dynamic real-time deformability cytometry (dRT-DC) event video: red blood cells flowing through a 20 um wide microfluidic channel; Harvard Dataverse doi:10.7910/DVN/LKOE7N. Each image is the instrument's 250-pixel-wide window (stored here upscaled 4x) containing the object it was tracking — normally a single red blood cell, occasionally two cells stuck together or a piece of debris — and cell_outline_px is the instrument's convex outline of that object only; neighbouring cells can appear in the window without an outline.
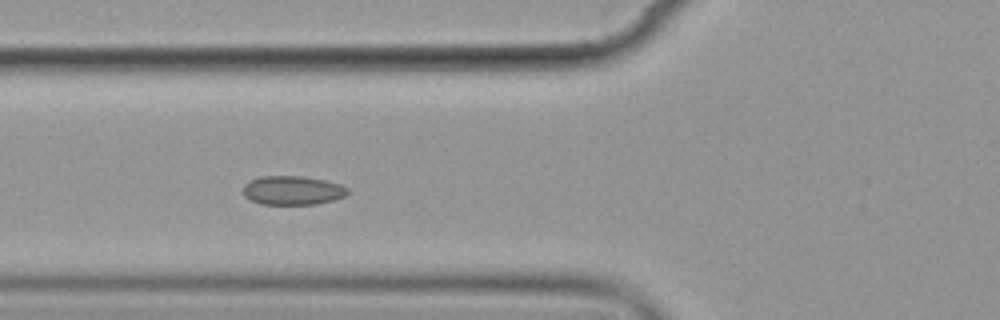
{"species": "common noctule bat (a hibernating species)", "species_latin": "Nyctalus noctula", "temperature_condition": "cold", "stored_images_in_passage": 6, "camera_frame_rate_fps": 3000, "um_per_image_px": 0.085, "animal": {"sex": "female", "body_mass_g": 19.9}, "frame": {"image": 1, "passage_image": 5, "time_ms": 4.667, "image_size_px": [1000, 320], "cell_outline_px": [[348, 192], [344, 196], [332, 200], [316, 204], [260, 204], [248, 200], [244, 196], [244, 184], [248, 180], [260, 176], [300, 176], [324, 180], [340, 184], [348, 188]], "centroid_in_image_um": [24.82, 16.18], "position_along_channel_um": 101.0, "area_um2": 17.69}}
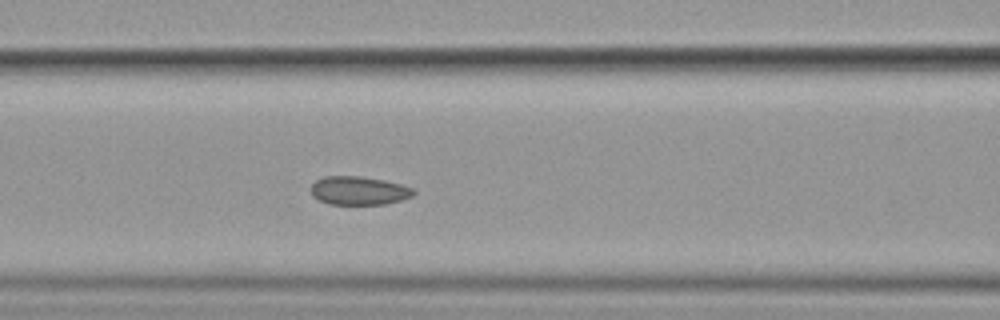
{"frame": {"image": 2, "passage_image": 6, "time_ms": 5.667, "image_size_px": [1000, 320], "cell_outline_px": [[416, 192], [412, 196], [400, 200], [384, 204], [332, 204], [320, 200], [312, 196], [308, 188], [316, 180], [324, 176], [360, 176], [384, 180], [400, 184], [412, 188]], "centroid_in_image_um": [30.46, 16.19], "position_along_channel_um": 136.1, "area_um2": 17.05}}